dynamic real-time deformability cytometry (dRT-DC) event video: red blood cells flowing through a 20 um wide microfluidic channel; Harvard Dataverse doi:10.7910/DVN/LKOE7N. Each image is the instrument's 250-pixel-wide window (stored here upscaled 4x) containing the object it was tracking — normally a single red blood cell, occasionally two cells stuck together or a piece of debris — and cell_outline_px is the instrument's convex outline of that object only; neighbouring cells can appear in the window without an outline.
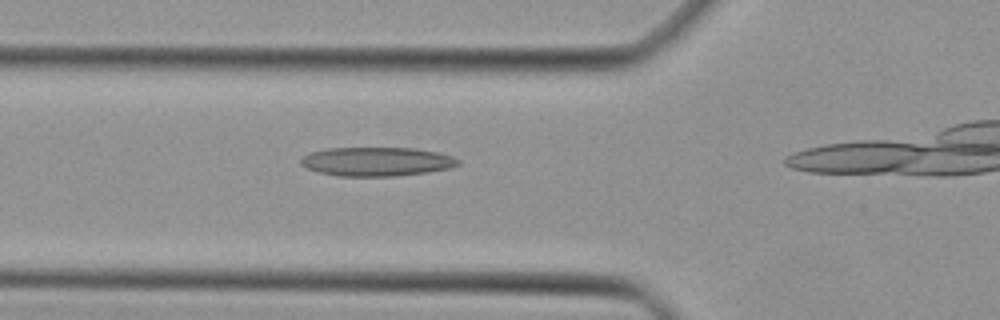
{"species": "Egyptian fruit bat (a non-hibernating species)", "species_latin": "Rousettus aegyptiacus", "temperature_condition": "cold", "stored_images_in_passage": 11, "camera_frame_rate_fps": 3000, "um_per_image_px": 0.085, "animal": {"sex": "female"}, "frame": {"image": 1, "passage_image": 7, "time_ms": 2.0, "image_size_px": [1000, 320], "cell_outline_px": [[460, 164], [448, 168], [428, 172], [396, 176], [336, 176], [320, 172], [308, 168], [300, 164], [300, 160], [304, 156], [312, 152], [328, 148], [416, 148], [436, 152], [452, 156], [460, 160]], "centroid_in_image_um": [32.03, 13.73], "position_along_channel_um": 93.8, "area_um2": 26.41}}
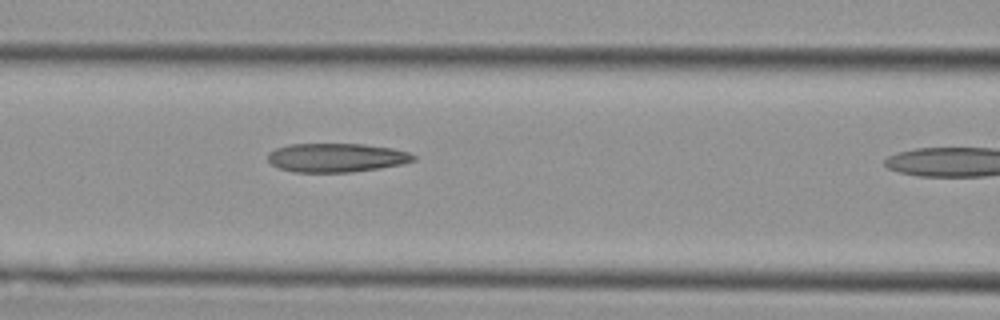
{"frame": {"image": 2, "passage_image": 10, "time_ms": 3.0, "image_size_px": [1000, 320], "cell_outline_px": [[416, 160], [400, 164], [380, 168], [352, 172], [296, 172], [280, 168], [272, 164], [268, 160], [268, 152], [276, 148], [288, 144], [364, 144], [392, 148], [408, 152], [416, 156]], "centroid_in_image_um": [28.59, 13.39], "position_along_channel_um": 138.0, "area_um2": 24.45}}